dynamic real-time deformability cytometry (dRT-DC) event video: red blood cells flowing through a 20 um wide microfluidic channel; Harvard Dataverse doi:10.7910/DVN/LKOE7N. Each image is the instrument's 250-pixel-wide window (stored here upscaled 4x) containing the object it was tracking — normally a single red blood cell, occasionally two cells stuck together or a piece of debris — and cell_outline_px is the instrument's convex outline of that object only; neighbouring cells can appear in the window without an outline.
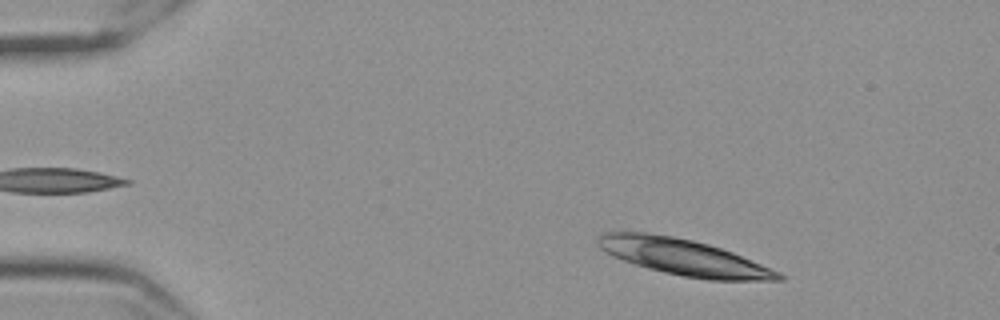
{"species": "Egyptian fruit bat (a non-hibernating species)", "species_latin": "Rousettus aegyptiacus", "temperature_condition": "cold", "stored_images_in_passage": 42, "camera_frame_rate_fps": 3000, "um_per_image_px": 0.085, "frame": {"image": 1, "passage_image": 5, "time_ms": 1.333, "image_size_px": [1000, 320], "cell_outline_px": [[784, 280], [708, 280], [684, 276], [664, 272], [648, 268], [612, 256], [604, 252], [600, 248], [596, 240], [604, 232], [648, 232], [672, 236], [692, 240], [708, 244], [732, 252], [780, 272], [784, 276]], "centroid_in_image_um": [58.09, 21.85], "position_along_channel_um": 26.9, "area_um2": 37.74}}
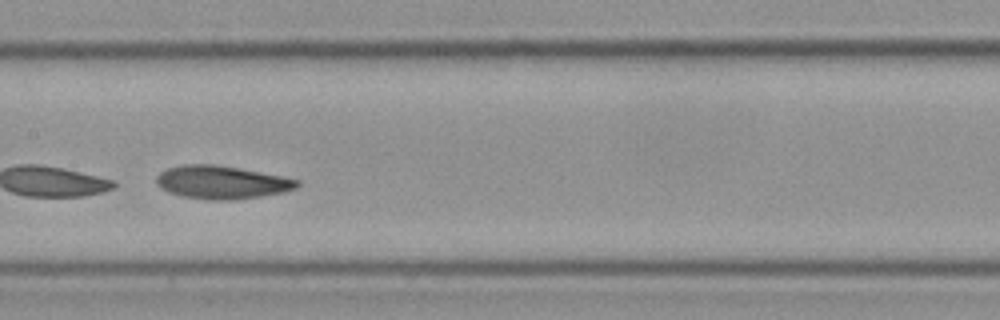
{"frame": {"image": 2, "passage_image": 26, "time_ms": 8.333, "image_size_px": [1000, 320], "cell_outline_px": [[300, 184], [296, 188], [284, 192], [260, 196], [228, 200], [212, 200], [184, 196], [168, 192], [160, 188], [156, 184], [156, 176], [160, 172], [168, 168], [184, 164], [216, 164], [240, 168], [284, 176], [300, 180]], "centroid_in_image_um": [18.85, 15.48], "position_along_channel_um": 188.5, "area_um2": 27.22}, "authors_computed_cell_mechanics": {"area_um2": 27.6573, "velocity_mm_per_s": 3.4881, "shape_relaxation_time_tau1_ms": 5.6143, "shape_relaxation_time_tau2_ms": 3.0636, "deformation_change_tau1": 0.1209, "deformation_change_tau2": 0.0916}}